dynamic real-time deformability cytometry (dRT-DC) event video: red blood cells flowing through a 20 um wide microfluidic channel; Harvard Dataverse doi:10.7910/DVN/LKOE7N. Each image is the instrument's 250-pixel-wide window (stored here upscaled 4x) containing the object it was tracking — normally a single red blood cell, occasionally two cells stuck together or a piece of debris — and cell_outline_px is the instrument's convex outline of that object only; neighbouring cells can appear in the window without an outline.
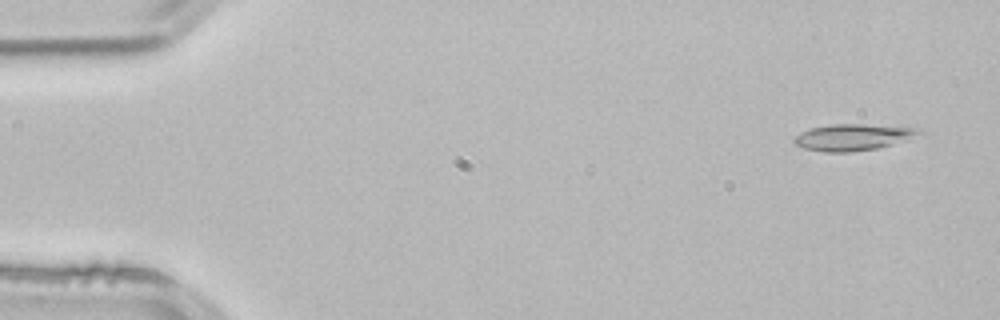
{"species": "common noctule bat (a hibernating species)", "species_latin": "Nyctalus noctula", "temperature_condition": "room temperature", "stored_images_in_passage": 3, "camera_frame_rate_fps": 3000, "um_per_image_px": 0.085, "animal": {"sex": "male", "body_mass_g": 21.5, "forearm_length_mm": 52.0}, "frame": {"image": 1, "passage_image": 1, "time_ms": 0.0, "image_size_px": [1000, 320], "cell_outline_px": [[928, 132], [904, 140], [876, 148], [852, 152], [824, 152], [804, 148], [796, 144], [792, 140], [800, 132], [808, 128], [832, 124], [864, 124], [924, 128]], "centroid_in_image_um": [72.54, 11.64], "position_along_channel_um": 12.5, "area_um2": 19.42}}
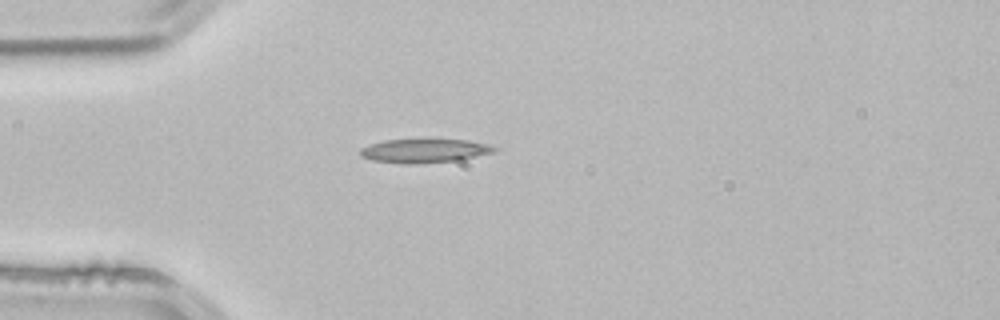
{"frame": {"image": 2, "passage_image": 3, "time_ms": 0.667, "image_size_px": [1000, 320], "cell_outline_px": [[500, 148], [496, 152], [460, 160], [416, 164], [408, 164], [372, 160], [360, 156], [360, 148], [368, 144], [384, 140], [468, 140], [492, 144]], "centroid_in_image_um": [36.14, 12.82], "position_along_channel_um": 48.9, "area_um2": 18.84}}